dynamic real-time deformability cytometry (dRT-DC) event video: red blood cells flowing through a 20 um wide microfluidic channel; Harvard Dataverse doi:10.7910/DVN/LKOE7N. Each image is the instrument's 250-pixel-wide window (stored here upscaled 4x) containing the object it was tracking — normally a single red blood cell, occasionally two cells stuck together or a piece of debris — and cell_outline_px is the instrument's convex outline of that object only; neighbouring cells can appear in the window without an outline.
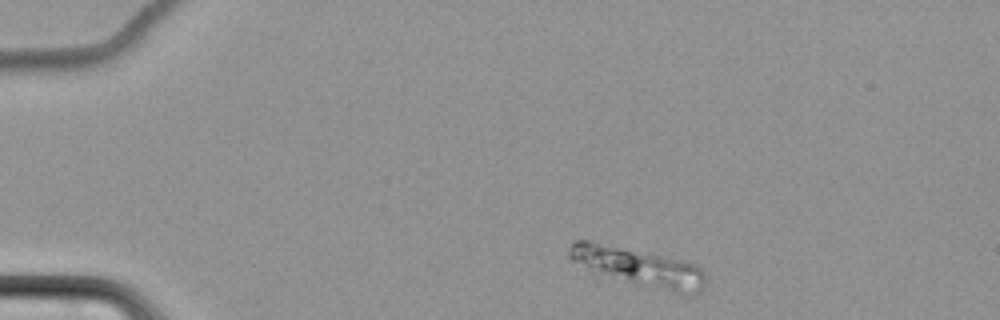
{"species": "common noctule bat (a hibernating species)", "species_latin": "Nyctalus noctula", "temperature_condition": "cold", "stored_images_in_passage": 4, "camera_frame_rate_fps": 3000, "um_per_image_px": 0.085, "animal": {"sex": "female", "body_mass_g": 22.7, "forearm_length_mm": 54.2}, "frame": {"image": 1, "passage_image": 1, "time_ms": 0.0, "image_size_px": [1000, 320], "cell_outline_px": [[704, 288], [700, 292], [692, 296], [680, 296], [592, 272], [572, 260], [568, 256], [568, 248], [576, 240], [588, 240], [680, 260], [692, 264], [700, 268], [704, 276]], "centroid_in_image_um": [54.29, 22.75], "position_along_channel_um": 30.7, "area_um2": 30.46}}
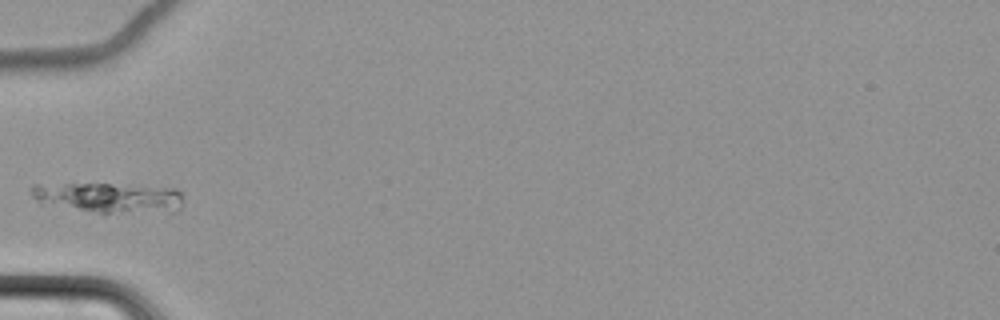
{"frame": {"image": 2, "passage_image": 4, "time_ms": 3.667, "image_size_px": [1000, 320], "cell_outline_px": [[180, 208], [176, 212], [100, 212], [40, 204], [28, 192], [32, 184], [112, 184], [176, 188], [180, 192]], "centroid_in_image_um": [9.18, 16.79], "position_along_channel_um": 75.8, "area_um2": 26.53}}